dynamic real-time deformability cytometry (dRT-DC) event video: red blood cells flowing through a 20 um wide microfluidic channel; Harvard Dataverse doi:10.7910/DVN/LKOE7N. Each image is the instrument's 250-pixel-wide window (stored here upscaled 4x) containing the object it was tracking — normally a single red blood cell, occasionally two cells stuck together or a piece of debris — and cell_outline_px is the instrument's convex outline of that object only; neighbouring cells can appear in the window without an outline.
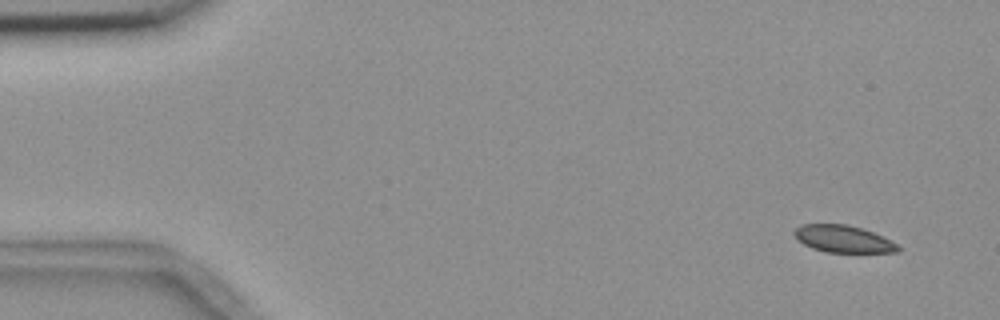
{"species": "common noctule bat (a hibernating species)", "species_latin": "Nyctalus noctula", "temperature_condition": "room temperature", "stored_images_in_passage": 6, "camera_frame_rate_fps": 3000, "um_per_image_px": 0.085, "animal": {"sex": "female", "body_mass_g": 18.4}, "frame": {"image": 1, "passage_image": 1, "time_ms": 0.0, "image_size_px": [1000, 320], "cell_outline_px": [[900, 252], [824, 252], [812, 248], [804, 244], [792, 232], [800, 224], [848, 224], [872, 232], [896, 244], [900, 248]], "centroid_in_image_um": [71.63, 20.31], "position_along_channel_um": 13.4, "area_um2": 16.13}}
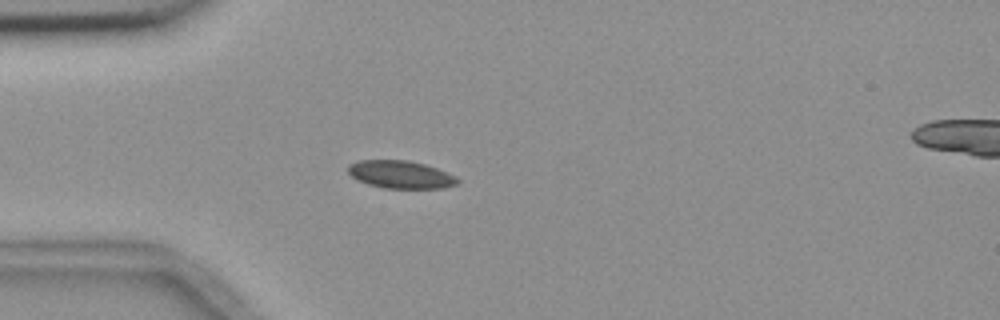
{"frame": {"image": 2, "passage_image": 3, "time_ms": 4.0, "image_size_px": [1000, 320], "cell_outline_px": [[460, 180], [456, 184], [444, 188], [380, 188], [356, 180], [348, 172], [348, 164], [356, 160], [408, 160], [424, 164], [436, 168], [456, 176]], "centroid_in_image_um": [34.02, 14.83], "position_along_channel_um": 51.0, "area_um2": 17.8}}
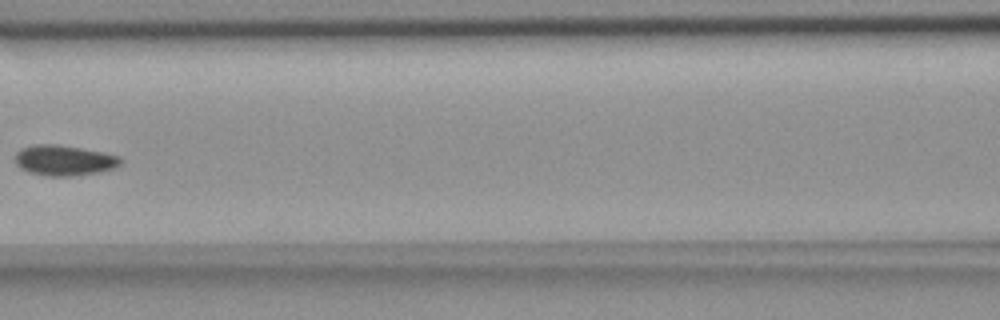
{"frame": {"image": 3, "passage_image": 6, "time_ms": 7.333, "image_size_px": [1000, 320], "cell_outline_px": [[124, 160], [116, 168], [100, 172], [72, 176], [48, 176], [28, 172], [20, 168], [16, 164], [16, 152], [20, 148], [32, 144], [56, 144], [104, 152], [120, 156]], "centroid_in_image_um": [5.47, 13.63], "position_along_channel_um": 161.1, "area_um2": 18.96}}